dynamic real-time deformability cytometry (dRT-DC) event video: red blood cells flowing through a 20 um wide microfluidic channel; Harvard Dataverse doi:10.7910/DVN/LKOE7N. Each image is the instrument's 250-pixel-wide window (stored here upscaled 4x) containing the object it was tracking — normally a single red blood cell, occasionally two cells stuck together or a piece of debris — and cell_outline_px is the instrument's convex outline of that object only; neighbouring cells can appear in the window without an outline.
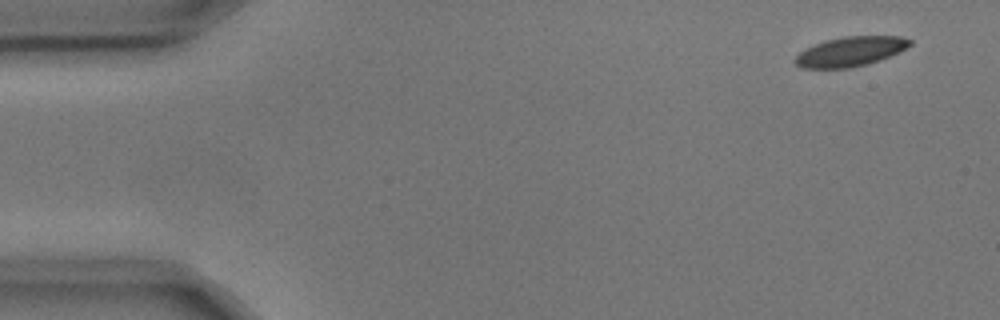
{"species": "common noctule bat (a hibernating species)", "species_latin": "Nyctalus noctula", "temperature_condition": "cold", "stored_images_in_passage": 4, "camera_frame_rate_fps": 3000, "um_per_image_px": 0.085, "animal": {"sex": "male", "body_mass_g": 17.9, "forearm_length_mm": 54.2}, "frame": {"image": 1, "passage_image": 1, "time_ms": 0.0, "image_size_px": [1000, 320], "cell_outline_px": [[912, 44], [900, 52], [868, 64], [848, 68], [804, 68], [796, 64], [792, 60], [800, 52], [824, 40], [844, 36], [900, 36], [912, 40]], "centroid_in_image_um": [72.3, 4.37], "position_along_channel_um": 12.7, "area_um2": 19.77}}